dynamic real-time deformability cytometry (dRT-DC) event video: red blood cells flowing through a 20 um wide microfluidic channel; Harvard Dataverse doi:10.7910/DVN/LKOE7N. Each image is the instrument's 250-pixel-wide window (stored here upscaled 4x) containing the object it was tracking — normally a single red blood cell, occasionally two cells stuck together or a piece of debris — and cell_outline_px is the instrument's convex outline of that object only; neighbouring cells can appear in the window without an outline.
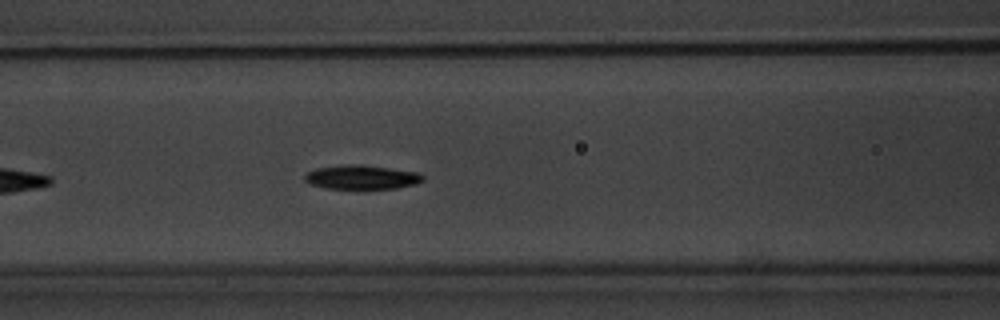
{"species": "common noctule bat (a hibernating species)", "species_latin": "Nyctalus noctula", "temperature_condition": "warm", "stored_images_in_passage": 7, "camera_frame_rate_fps": 3000, "um_per_image_px": 0.085, "animal": {"sex": "male", "body_mass_g": 20.1, "forearm_length_mm": 53.5}, "frame": {"image": 1, "passage_image": 6, "time_ms": 6.667, "image_size_px": [1000, 320], "cell_outline_px": [[424, 180], [416, 184], [396, 188], [364, 192], [324, 188], [308, 184], [304, 180], [304, 176], [308, 172], [316, 168], [344, 164], [360, 164], [420, 172], [424, 176]], "centroid_in_image_um": [30.74, 15.11], "position_along_channel_um": 135.9, "area_um2": 17.74}}